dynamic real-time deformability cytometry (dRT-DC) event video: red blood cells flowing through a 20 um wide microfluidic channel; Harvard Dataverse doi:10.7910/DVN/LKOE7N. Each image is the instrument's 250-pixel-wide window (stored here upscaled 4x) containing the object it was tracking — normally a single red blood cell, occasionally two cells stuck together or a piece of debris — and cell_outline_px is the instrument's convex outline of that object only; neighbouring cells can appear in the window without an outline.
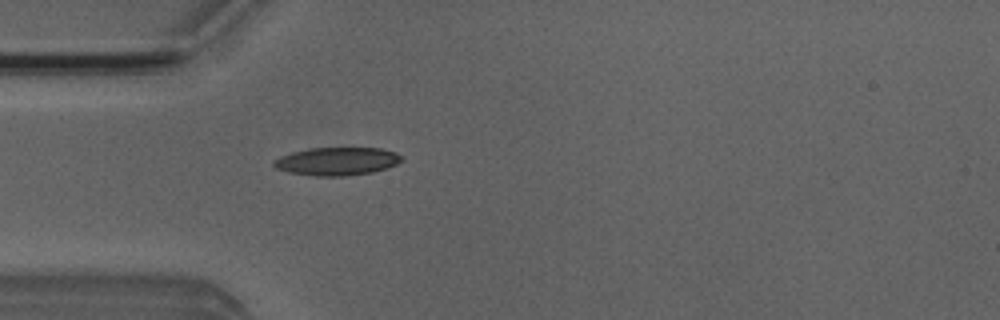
{"species": "Egyptian fruit bat (a non-hibernating species)", "species_latin": "Rousettus aegyptiacus", "temperature_condition": "room temperature", "stored_images_in_passage": 1, "camera_frame_rate_fps": 3000, "um_per_image_px": 0.085, "animal": {"sex": "male"}, "frame": {"image": 1, "passage_image": 1, "time_ms": 0.0, "image_size_px": [1000, 320], "cell_outline_px": [[404, 160], [388, 168], [372, 172], [344, 176], [316, 176], [288, 172], [276, 168], [272, 164], [272, 160], [280, 156], [292, 152], [312, 148], [380, 148], [396, 152], [404, 156]], "centroid_in_image_um": [28.67, 13.71], "position_along_channel_um": 56.3, "area_um2": 21.04}}